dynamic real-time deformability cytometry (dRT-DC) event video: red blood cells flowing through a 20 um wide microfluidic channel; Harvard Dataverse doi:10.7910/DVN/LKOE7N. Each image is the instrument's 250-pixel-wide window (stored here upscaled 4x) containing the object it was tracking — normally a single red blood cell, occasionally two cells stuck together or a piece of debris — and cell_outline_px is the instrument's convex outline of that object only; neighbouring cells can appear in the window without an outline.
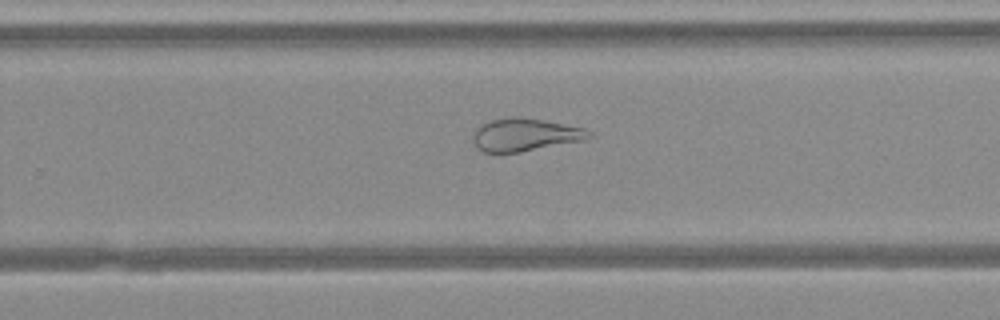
{"species": "Egyptian fruit bat (a non-hibernating species)", "species_latin": "Rousettus aegyptiacus", "temperature_condition": "warm", "stored_images_in_passage": 44, "camera_frame_rate_fps": 3000, "um_per_image_px": 0.085, "animal": {"sex": "female"}, "frame": {"image": 1, "passage_image": 28, "time_ms": 9.0, "image_size_px": [1000, 320], "cell_outline_px": [[592, 136], [588, 140], [520, 152], [484, 152], [472, 140], [476, 128], [492, 120], [512, 116], [516, 116], [544, 120], [584, 128], [592, 132]], "centroid_in_image_um": [44.7, 11.45], "position_along_channel_um": 285.1, "area_um2": 22.08}}
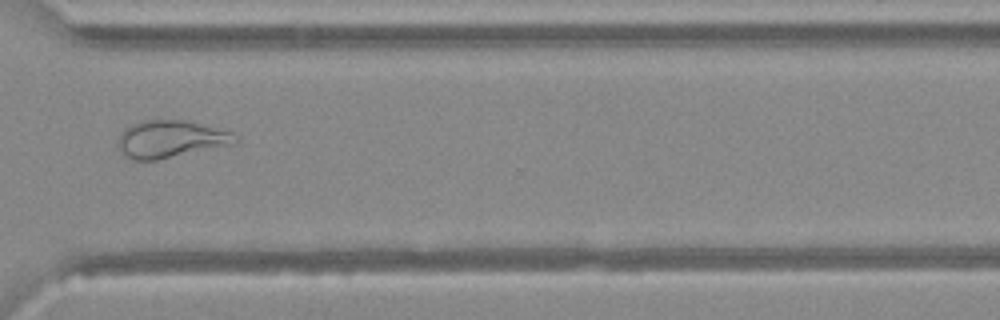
{"frame": {"image": 2, "passage_image": 33, "time_ms": 10.667, "image_size_px": [1000, 320], "cell_outline_px": [[236, 144], [156, 160], [132, 160], [120, 152], [116, 140], [124, 128], [140, 120], [188, 120], [232, 132], [236, 136]], "centroid_in_image_um": [14.47, 11.82], "position_along_channel_um": 356.1, "area_um2": 25.72}}
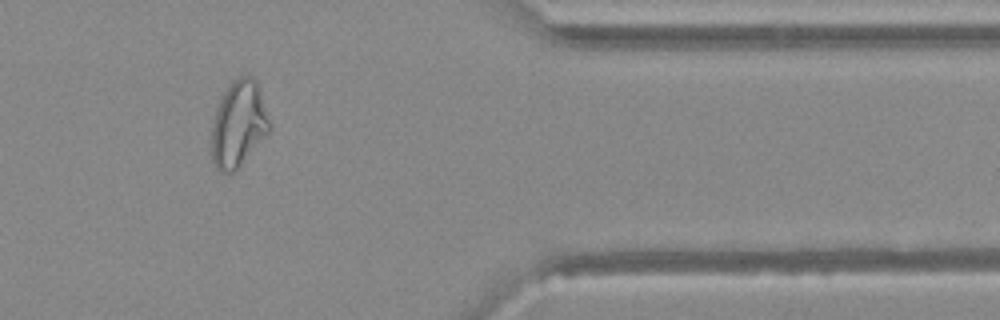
{"frame": {"image": 3, "passage_image": 37, "time_ms": 12.0, "image_size_px": [1000, 320], "cell_outline_px": [[272, 128], [240, 164], [232, 172], [220, 172], [216, 168], [212, 160], [212, 124], [216, 108], [224, 92], [232, 80], [240, 76], [252, 76], [256, 80]], "centroid_in_image_um": [20.26, 10.52], "position_along_channel_um": 391.1, "area_um2": 28.55}}